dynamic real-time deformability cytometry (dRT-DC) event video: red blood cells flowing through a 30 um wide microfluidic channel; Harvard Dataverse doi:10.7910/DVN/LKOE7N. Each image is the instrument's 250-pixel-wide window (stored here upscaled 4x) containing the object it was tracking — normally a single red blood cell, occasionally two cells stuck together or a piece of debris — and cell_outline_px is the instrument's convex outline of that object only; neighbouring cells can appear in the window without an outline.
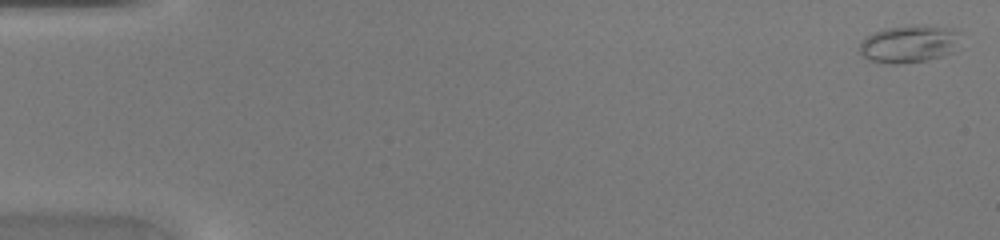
{"species": "common noctule bat (a hibernating species)", "species_latin": "Nyctalus noctula", "temperature_condition": "warm", "stored_images_in_passage": 47, "camera_frame_rate_fps": 3000, "um_per_image_px": 0.085, "animal": {"sex": "female", "body_mass_g": 20.0, "forearm_length_mm": 54.0}, "frame": {"image": 1, "passage_image": 1, "time_ms": 0.0, "image_size_px": [1000, 240], "cell_outline_px": [[960, 32], [952, 52], [944, 56], [928, 60], [900, 64], [888, 64], [868, 60], [860, 52], [860, 44], [864, 36], [884, 28], [916, 24], [924, 24], [956, 28]], "centroid_in_image_um": [77.26, 3.71], "position_along_channel_um": 7.7, "area_um2": 22.48}}
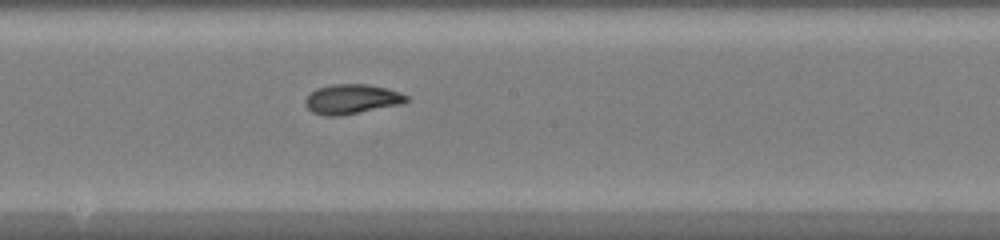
{"frame": {"image": 2, "passage_image": 26, "time_ms": 8.333, "image_size_px": [1000, 240], "cell_outline_px": [[408, 100], [400, 104], [340, 116], [324, 116], [312, 112], [304, 104], [304, 100], [316, 88], [332, 84], [368, 84], [388, 88], [400, 92], [408, 96]], "centroid_in_image_um": [29.88, 8.42], "position_along_channel_um": 218.3, "area_um2": 17.51}}
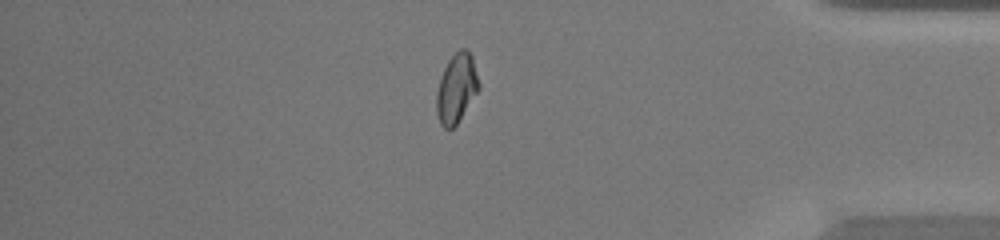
{"frame": {"image": 3, "passage_image": 40, "time_ms": 13.0, "image_size_px": [1000, 240], "cell_outline_px": [[480, 88], [456, 124], [452, 128], [444, 128], [440, 124], [436, 112], [436, 92], [444, 68], [448, 60], [460, 48], [468, 48], [472, 56], [480, 84]], "centroid_in_image_um": [38.8, 7.48], "position_along_channel_um": 396.4, "area_um2": 16.99}}